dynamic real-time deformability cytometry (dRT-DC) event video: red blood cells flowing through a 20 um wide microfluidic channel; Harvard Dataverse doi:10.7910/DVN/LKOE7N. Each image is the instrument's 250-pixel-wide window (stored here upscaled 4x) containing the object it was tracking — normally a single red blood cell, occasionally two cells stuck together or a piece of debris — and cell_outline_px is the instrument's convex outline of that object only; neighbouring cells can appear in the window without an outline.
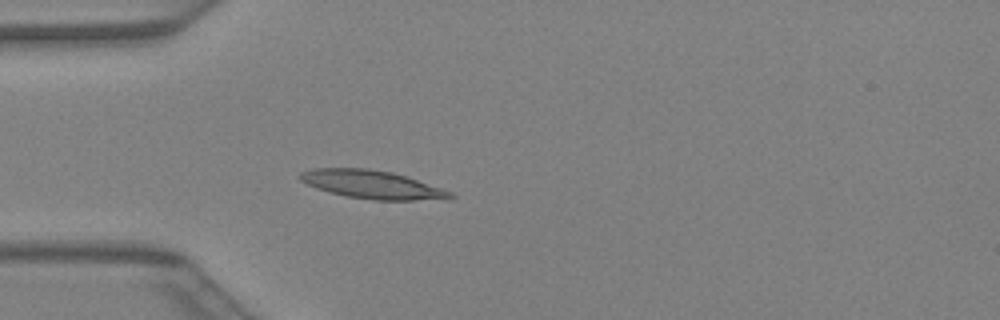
{"species": "Egyptian fruit bat (a non-hibernating species)", "species_latin": "Rousettus aegyptiacus", "temperature_condition": "warm", "stored_images_in_passage": 41, "camera_frame_rate_fps": 3000, "um_per_image_px": 0.085, "animal": {"sex": "female"}, "frame": {"image": 1, "passage_image": 12, "time_ms": 3.667, "image_size_px": [1000, 320], "cell_outline_px": [[456, 196], [448, 200], [372, 200], [344, 196], [328, 192], [316, 188], [300, 180], [300, 172], [312, 168], [368, 168], [392, 172], [452, 192]], "centroid_in_image_um": [31.63, 15.7], "position_along_channel_um": 53.4, "area_um2": 24.8}}
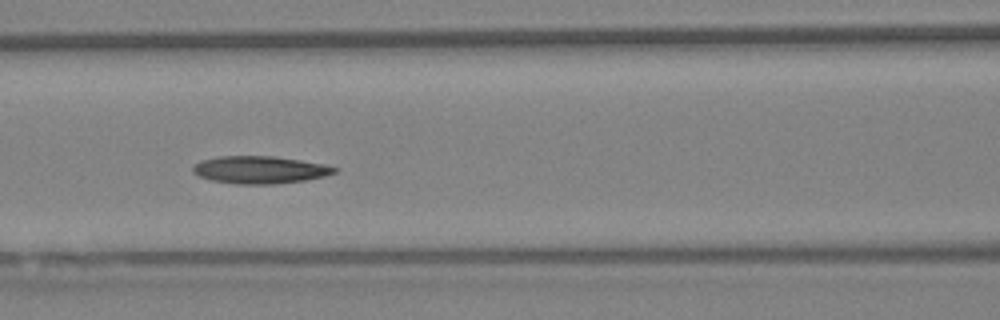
{"frame": {"image": 2, "passage_image": 18, "time_ms": 5.667, "image_size_px": [1000, 320], "cell_outline_px": [[340, 168], [336, 172], [324, 176], [304, 180], [276, 184], [236, 184], [212, 180], [200, 176], [192, 172], [192, 164], [200, 160], [216, 156], [276, 156], [324, 164]], "centroid_in_image_um": [22.06, 14.42], "position_along_channel_um": 144.5, "area_um2": 22.83}}
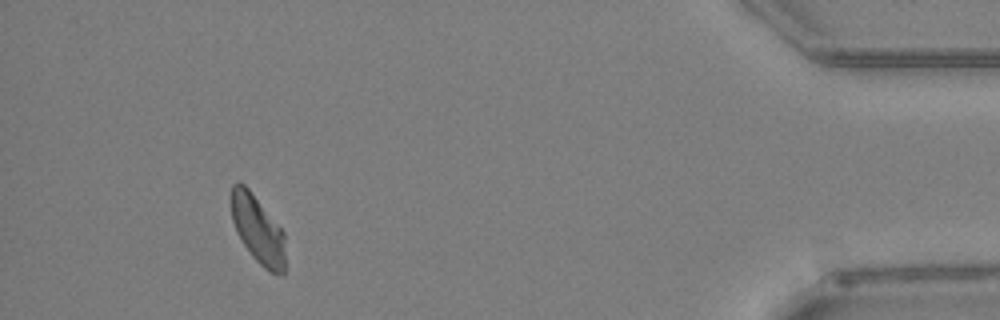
{"frame": {"image": 3, "passage_image": 38, "time_ms": 12.333, "image_size_px": [1000, 320], "cell_outline_px": [[284, 276], [280, 276], [268, 272], [252, 256], [236, 232], [232, 220], [232, 184], [244, 184], [248, 188], [284, 232]], "centroid_in_image_um": [21.93, 19.57], "position_along_channel_um": 413.3, "area_um2": 21.04}}